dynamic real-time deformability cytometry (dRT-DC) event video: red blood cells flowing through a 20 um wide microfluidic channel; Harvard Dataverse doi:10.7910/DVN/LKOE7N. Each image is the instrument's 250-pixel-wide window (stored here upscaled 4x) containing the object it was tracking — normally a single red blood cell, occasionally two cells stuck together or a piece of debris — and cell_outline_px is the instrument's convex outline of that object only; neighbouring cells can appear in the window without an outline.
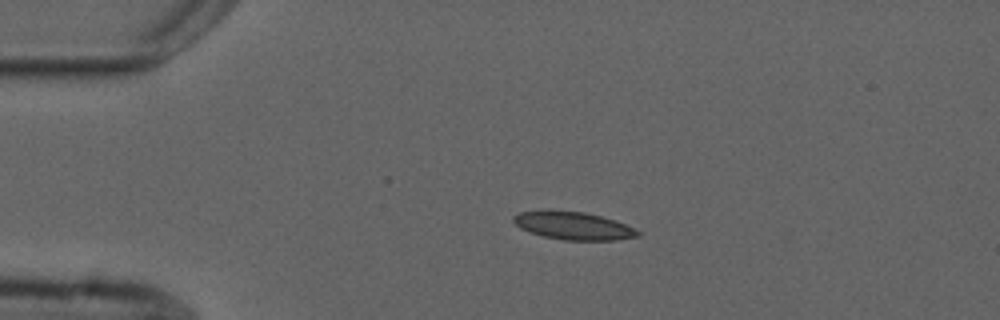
{"species": "common noctule bat (a hibernating species)", "species_latin": "Nyctalus noctula", "temperature_condition": "cold", "stored_images_in_passage": 44, "camera_frame_rate_fps": 3000, "um_per_image_px": 0.085, "animal": {"sex": "male", "forearm_length_mm": 52.5}, "frame": {"image": 1, "passage_image": 1, "time_ms": 0.0, "image_size_px": [1000, 320], "cell_outline_px": [[640, 236], [616, 240], [564, 240], [544, 236], [520, 228], [512, 220], [512, 216], [520, 212], [548, 208], [584, 212], [600, 216], [624, 224], [640, 232]], "centroid_in_image_um": [48.66, 19.16], "position_along_channel_um": 36.3, "area_um2": 20.29}}
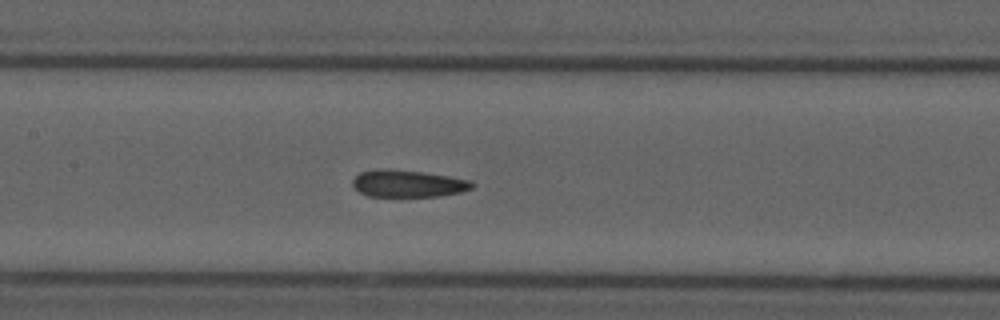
{"frame": {"image": 2, "passage_image": 15, "time_ms": 4.667, "image_size_px": [1000, 320], "cell_outline_px": [[476, 184], [472, 188], [460, 192], [440, 196], [368, 196], [360, 192], [352, 184], [352, 180], [360, 172], [380, 168], [384, 168], [424, 172], [472, 180]], "centroid_in_image_um": [34.69, 15.59], "position_along_channel_um": 172.7, "area_um2": 18.9}}
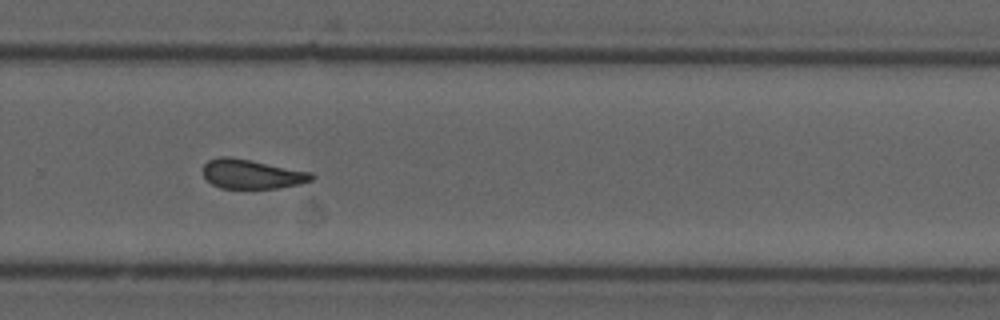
{"frame": {"image": 3, "passage_image": 26, "time_ms": 8.333, "image_size_px": [1000, 320], "cell_outline_px": [[316, 176], [312, 180], [300, 184], [276, 188], [220, 188], [212, 184], [204, 176], [204, 164], [208, 160], [220, 156], [232, 156], [312, 172]], "centroid_in_image_um": [21.42, 14.78], "position_along_channel_um": 308.4, "area_um2": 18.67}, "authors_computed_cell_mechanics": {"area_um2": 19.1029, "velocity_mm_per_s": 3.7266, "shape_relaxation_time_tau1_ms": null, "shape_relaxation_time_tau2_ms": 2.4297, "deformation_change_tau1": null, "deformation_change_tau2": 0.0857}}